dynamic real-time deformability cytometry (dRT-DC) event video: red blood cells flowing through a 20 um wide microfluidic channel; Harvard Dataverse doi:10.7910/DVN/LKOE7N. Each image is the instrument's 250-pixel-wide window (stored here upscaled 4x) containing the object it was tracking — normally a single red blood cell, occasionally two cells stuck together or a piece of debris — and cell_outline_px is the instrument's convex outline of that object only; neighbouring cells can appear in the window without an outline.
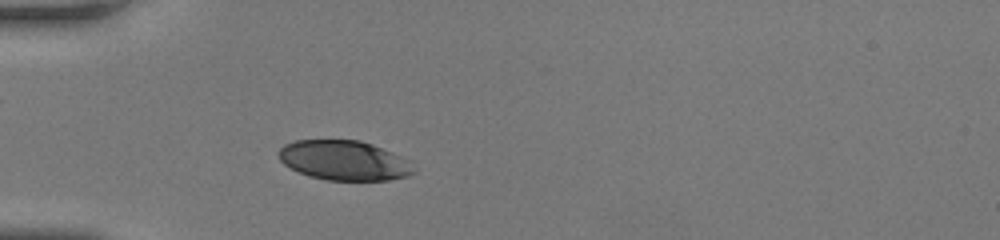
{"species": "human", "species_latin": "Homo sapiens", "temperature_condition": "room temperature", "stored_images_in_passage": 32, "camera_frame_rate_fps": 3000, "um_per_image_px": 0.085, "donor": {"sex": "female"}, "frame": {"image": 1, "passage_image": 1, "time_ms": 0.0, "image_size_px": [1000, 240], "cell_outline_px": [[416, 172], [408, 176], [388, 180], [328, 180], [308, 176], [284, 164], [280, 160], [280, 148], [284, 144], [296, 140], [360, 140], [372, 144], [392, 152], [408, 160]], "centroid_in_image_um": [29.26, 13.63], "position_along_channel_um": 55.7, "area_um2": 31.1}}
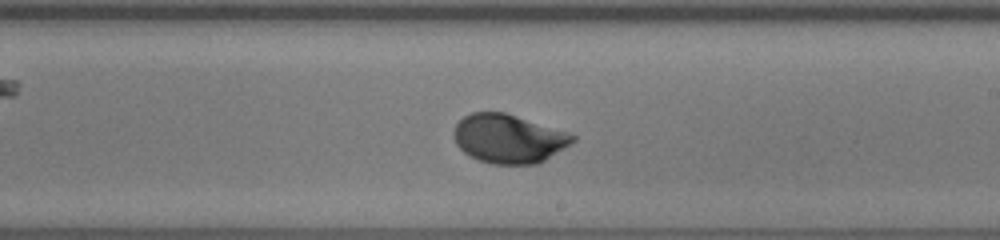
{"frame": {"image": 2, "passage_image": 16, "time_ms": 5.0, "image_size_px": [1000, 240], "cell_outline_px": [[576, 140], [544, 160], [536, 164], [492, 164], [480, 160], [464, 152], [456, 144], [456, 124], [464, 116], [472, 112], [504, 112], [576, 136]], "centroid_in_image_um": [43.21, 11.79], "position_along_channel_um": 245.8, "area_um2": 32.89}}
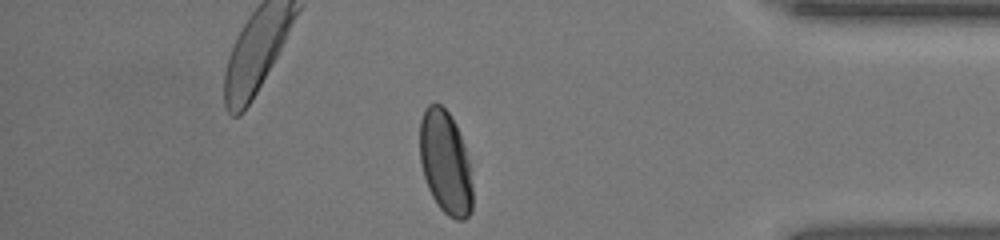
{"frame": {"image": 3, "passage_image": 29, "time_ms": 9.333, "image_size_px": [1000, 240], "cell_outline_px": [[472, 208], [468, 216], [464, 220], [456, 220], [448, 216], [436, 204], [428, 188], [424, 176], [420, 160], [420, 120], [424, 108], [428, 104], [440, 104], [448, 112], [456, 124], [468, 160], [472, 184]], "centroid_in_image_um": [37.84, 13.83], "position_along_channel_um": 397.4, "area_um2": 31.67}, "authors_computed_cell_mechanics": {"area_um2": 33.5818, "velocity_mm_per_s": 4.066, "shape_relaxation_time_tau1_ms": 2.77, "shape_relaxation_time_tau2_ms": null, "deformation_change_tau1": 0.1412, "deformation_change_tau2": null}}